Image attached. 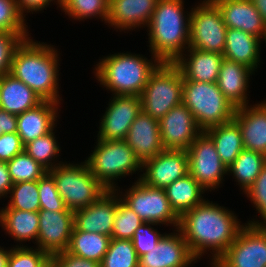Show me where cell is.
I'll return each mask as SVG.
<instances>
[{"instance_id":"cell-1","label":"cell","mask_w":266,"mask_h":267,"mask_svg":"<svg viewBox=\"0 0 266 267\" xmlns=\"http://www.w3.org/2000/svg\"><path fill=\"white\" fill-rule=\"evenodd\" d=\"M238 220L229 209L205 200L180 217L178 229L196 259L212 250V265L230 247L244 226Z\"/></svg>"},{"instance_id":"cell-2","label":"cell","mask_w":266,"mask_h":267,"mask_svg":"<svg viewBox=\"0 0 266 267\" xmlns=\"http://www.w3.org/2000/svg\"><path fill=\"white\" fill-rule=\"evenodd\" d=\"M28 37L14 51L10 74L25 83L44 101L59 100V56L58 51L44 42Z\"/></svg>"},{"instance_id":"cell-3","label":"cell","mask_w":266,"mask_h":267,"mask_svg":"<svg viewBox=\"0 0 266 267\" xmlns=\"http://www.w3.org/2000/svg\"><path fill=\"white\" fill-rule=\"evenodd\" d=\"M183 0H158L147 30L151 54L174 63L189 48L190 12ZM187 45V46H186Z\"/></svg>"},{"instance_id":"cell-4","label":"cell","mask_w":266,"mask_h":267,"mask_svg":"<svg viewBox=\"0 0 266 267\" xmlns=\"http://www.w3.org/2000/svg\"><path fill=\"white\" fill-rule=\"evenodd\" d=\"M151 58L128 52L104 56L94 68L95 77L113 95L140 97L151 73L161 63L153 55Z\"/></svg>"},{"instance_id":"cell-5","label":"cell","mask_w":266,"mask_h":267,"mask_svg":"<svg viewBox=\"0 0 266 267\" xmlns=\"http://www.w3.org/2000/svg\"><path fill=\"white\" fill-rule=\"evenodd\" d=\"M182 103L191 111L202 132L233 120L236 109L217 82L183 81Z\"/></svg>"},{"instance_id":"cell-6","label":"cell","mask_w":266,"mask_h":267,"mask_svg":"<svg viewBox=\"0 0 266 267\" xmlns=\"http://www.w3.org/2000/svg\"><path fill=\"white\" fill-rule=\"evenodd\" d=\"M93 153L85 160L93 176L107 189L116 190V179L138 170L142 163L123 140L97 139ZM115 183V184H114Z\"/></svg>"},{"instance_id":"cell-7","label":"cell","mask_w":266,"mask_h":267,"mask_svg":"<svg viewBox=\"0 0 266 267\" xmlns=\"http://www.w3.org/2000/svg\"><path fill=\"white\" fill-rule=\"evenodd\" d=\"M48 173L54 178L66 208L73 212L86 208L107 191L84 161L74 165L62 163L50 169Z\"/></svg>"},{"instance_id":"cell-8","label":"cell","mask_w":266,"mask_h":267,"mask_svg":"<svg viewBox=\"0 0 266 267\" xmlns=\"http://www.w3.org/2000/svg\"><path fill=\"white\" fill-rule=\"evenodd\" d=\"M183 77L174 63L161 62L151 73L142 94V111L160 120L182 103Z\"/></svg>"},{"instance_id":"cell-9","label":"cell","mask_w":266,"mask_h":267,"mask_svg":"<svg viewBox=\"0 0 266 267\" xmlns=\"http://www.w3.org/2000/svg\"><path fill=\"white\" fill-rule=\"evenodd\" d=\"M119 193H121V201L143 222L167 226L171 224L178 229L180 217L171 207L164 189L151 187L138 179L129 190L125 191L124 195L122 192Z\"/></svg>"},{"instance_id":"cell-10","label":"cell","mask_w":266,"mask_h":267,"mask_svg":"<svg viewBox=\"0 0 266 267\" xmlns=\"http://www.w3.org/2000/svg\"><path fill=\"white\" fill-rule=\"evenodd\" d=\"M227 29L217 5L203 0L190 12L189 47L223 54Z\"/></svg>"},{"instance_id":"cell-11","label":"cell","mask_w":266,"mask_h":267,"mask_svg":"<svg viewBox=\"0 0 266 267\" xmlns=\"http://www.w3.org/2000/svg\"><path fill=\"white\" fill-rule=\"evenodd\" d=\"M211 267H266V227L245 223Z\"/></svg>"},{"instance_id":"cell-12","label":"cell","mask_w":266,"mask_h":267,"mask_svg":"<svg viewBox=\"0 0 266 267\" xmlns=\"http://www.w3.org/2000/svg\"><path fill=\"white\" fill-rule=\"evenodd\" d=\"M189 174L207 191L219 188L228 175V167L220 159L212 139L202 132L186 151ZM219 186V187H218Z\"/></svg>"},{"instance_id":"cell-13","label":"cell","mask_w":266,"mask_h":267,"mask_svg":"<svg viewBox=\"0 0 266 267\" xmlns=\"http://www.w3.org/2000/svg\"><path fill=\"white\" fill-rule=\"evenodd\" d=\"M110 100L99 123L97 139L123 140L142 111V101L139 96L128 95H114Z\"/></svg>"},{"instance_id":"cell-14","label":"cell","mask_w":266,"mask_h":267,"mask_svg":"<svg viewBox=\"0 0 266 267\" xmlns=\"http://www.w3.org/2000/svg\"><path fill=\"white\" fill-rule=\"evenodd\" d=\"M37 248L49 256L67 250L74 227V212L40 209Z\"/></svg>"},{"instance_id":"cell-15","label":"cell","mask_w":266,"mask_h":267,"mask_svg":"<svg viewBox=\"0 0 266 267\" xmlns=\"http://www.w3.org/2000/svg\"><path fill=\"white\" fill-rule=\"evenodd\" d=\"M159 129L166 150L187 151L202 133L193 114L183 103L173 107L159 120Z\"/></svg>"},{"instance_id":"cell-16","label":"cell","mask_w":266,"mask_h":267,"mask_svg":"<svg viewBox=\"0 0 266 267\" xmlns=\"http://www.w3.org/2000/svg\"><path fill=\"white\" fill-rule=\"evenodd\" d=\"M143 172L138 179L151 187L165 189L175 180L189 173L186 151L166 150L142 164Z\"/></svg>"},{"instance_id":"cell-17","label":"cell","mask_w":266,"mask_h":267,"mask_svg":"<svg viewBox=\"0 0 266 267\" xmlns=\"http://www.w3.org/2000/svg\"><path fill=\"white\" fill-rule=\"evenodd\" d=\"M118 190H107L94 203L74 211V227L77 230L111 237L120 197Z\"/></svg>"},{"instance_id":"cell-18","label":"cell","mask_w":266,"mask_h":267,"mask_svg":"<svg viewBox=\"0 0 266 267\" xmlns=\"http://www.w3.org/2000/svg\"><path fill=\"white\" fill-rule=\"evenodd\" d=\"M195 260L182 232L177 229L165 233L153 250L140 256L138 267H188Z\"/></svg>"},{"instance_id":"cell-19","label":"cell","mask_w":266,"mask_h":267,"mask_svg":"<svg viewBox=\"0 0 266 267\" xmlns=\"http://www.w3.org/2000/svg\"><path fill=\"white\" fill-rule=\"evenodd\" d=\"M227 28L239 29L266 40V24L251 0H213Z\"/></svg>"},{"instance_id":"cell-20","label":"cell","mask_w":266,"mask_h":267,"mask_svg":"<svg viewBox=\"0 0 266 267\" xmlns=\"http://www.w3.org/2000/svg\"><path fill=\"white\" fill-rule=\"evenodd\" d=\"M124 140L142 164L165 149L161 141L159 120L143 111L131 124Z\"/></svg>"},{"instance_id":"cell-21","label":"cell","mask_w":266,"mask_h":267,"mask_svg":"<svg viewBox=\"0 0 266 267\" xmlns=\"http://www.w3.org/2000/svg\"><path fill=\"white\" fill-rule=\"evenodd\" d=\"M237 107L233 120L238 124L244 149L266 155V100Z\"/></svg>"},{"instance_id":"cell-22","label":"cell","mask_w":266,"mask_h":267,"mask_svg":"<svg viewBox=\"0 0 266 267\" xmlns=\"http://www.w3.org/2000/svg\"><path fill=\"white\" fill-rule=\"evenodd\" d=\"M187 51L189 55L183 53L174 62L182 74L183 81L217 82L223 54L190 47Z\"/></svg>"},{"instance_id":"cell-23","label":"cell","mask_w":266,"mask_h":267,"mask_svg":"<svg viewBox=\"0 0 266 267\" xmlns=\"http://www.w3.org/2000/svg\"><path fill=\"white\" fill-rule=\"evenodd\" d=\"M158 0H109L107 23L115 29L147 27ZM142 25V26H141Z\"/></svg>"},{"instance_id":"cell-24","label":"cell","mask_w":266,"mask_h":267,"mask_svg":"<svg viewBox=\"0 0 266 267\" xmlns=\"http://www.w3.org/2000/svg\"><path fill=\"white\" fill-rule=\"evenodd\" d=\"M58 106L59 103L43 101L37 107L17 115V134L23 145L55 129Z\"/></svg>"},{"instance_id":"cell-25","label":"cell","mask_w":266,"mask_h":267,"mask_svg":"<svg viewBox=\"0 0 266 267\" xmlns=\"http://www.w3.org/2000/svg\"><path fill=\"white\" fill-rule=\"evenodd\" d=\"M253 71L237 62L223 59L219 71L217 84L224 96L237 108L246 106L249 77Z\"/></svg>"},{"instance_id":"cell-26","label":"cell","mask_w":266,"mask_h":267,"mask_svg":"<svg viewBox=\"0 0 266 267\" xmlns=\"http://www.w3.org/2000/svg\"><path fill=\"white\" fill-rule=\"evenodd\" d=\"M261 43L257 36L239 29L228 28L223 56L255 72L260 65Z\"/></svg>"},{"instance_id":"cell-27","label":"cell","mask_w":266,"mask_h":267,"mask_svg":"<svg viewBox=\"0 0 266 267\" xmlns=\"http://www.w3.org/2000/svg\"><path fill=\"white\" fill-rule=\"evenodd\" d=\"M44 100L10 73L0 77V109L18 115L33 109Z\"/></svg>"},{"instance_id":"cell-28","label":"cell","mask_w":266,"mask_h":267,"mask_svg":"<svg viewBox=\"0 0 266 267\" xmlns=\"http://www.w3.org/2000/svg\"><path fill=\"white\" fill-rule=\"evenodd\" d=\"M164 190L171 207L179 217L206 200L202 196L206 190L189 173Z\"/></svg>"},{"instance_id":"cell-29","label":"cell","mask_w":266,"mask_h":267,"mask_svg":"<svg viewBox=\"0 0 266 267\" xmlns=\"http://www.w3.org/2000/svg\"><path fill=\"white\" fill-rule=\"evenodd\" d=\"M0 225L17 242L37 241L39 232L38 212L18 209H1Z\"/></svg>"},{"instance_id":"cell-30","label":"cell","mask_w":266,"mask_h":267,"mask_svg":"<svg viewBox=\"0 0 266 267\" xmlns=\"http://www.w3.org/2000/svg\"><path fill=\"white\" fill-rule=\"evenodd\" d=\"M215 144L222 162L229 167L244 149L238 124L231 120L205 131Z\"/></svg>"},{"instance_id":"cell-31","label":"cell","mask_w":266,"mask_h":267,"mask_svg":"<svg viewBox=\"0 0 266 267\" xmlns=\"http://www.w3.org/2000/svg\"><path fill=\"white\" fill-rule=\"evenodd\" d=\"M111 237L104 234L77 230L73 227L67 252L101 263Z\"/></svg>"},{"instance_id":"cell-32","label":"cell","mask_w":266,"mask_h":267,"mask_svg":"<svg viewBox=\"0 0 266 267\" xmlns=\"http://www.w3.org/2000/svg\"><path fill=\"white\" fill-rule=\"evenodd\" d=\"M266 165V155L243 149L234 162L228 167V174L235 177L242 192L249 189Z\"/></svg>"},{"instance_id":"cell-33","label":"cell","mask_w":266,"mask_h":267,"mask_svg":"<svg viewBox=\"0 0 266 267\" xmlns=\"http://www.w3.org/2000/svg\"><path fill=\"white\" fill-rule=\"evenodd\" d=\"M54 129L48 134L36 138L24 145V151L48 171L64 162L56 163L53 159L59 157L61 148L55 138ZM53 161V162H52Z\"/></svg>"},{"instance_id":"cell-34","label":"cell","mask_w":266,"mask_h":267,"mask_svg":"<svg viewBox=\"0 0 266 267\" xmlns=\"http://www.w3.org/2000/svg\"><path fill=\"white\" fill-rule=\"evenodd\" d=\"M138 262L132 240L111 238L100 267H138Z\"/></svg>"},{"instance_id":"cell-35","label":"cell","mask_w":266,"mask_h":267,"mask_svg":"<svg viewBox=\"0 0 266 267\" xmlns=\"http://www.w3.org/2000/svg\"><path fill=\"white\" fill-rule=\"evenodd\" d=\"M61 10L69 18L83 20L99 17L107 23L109 15V0H61Z\"/></svg>"},{"instance_id":"cell-36","label":"cell","mask_w":266,"mask_h":267,"mask_svg":"<svg viewBox=\"0 0 266 267\" xmlns=\"http://www.w3.org/2000/svg\"><path fill=\"white\" fill-rule=\"evenodd\" d=\"M9 194L11 198L7 206L2 209H18L30 212L40 210L38 180L13 184Z\"/></svg>"},{"instance_id":"cell-37","label":"cell","mask_w":266,"mask_h":267,"mask_svg":"<svg viewBox=\"0 0 266 267\" xmlns=\"http://www.w3.org/2000/svg\"><path fill=\"white\" fill-rule=\"evenodd\" d=\"M7 167L13 184L39 180L48 172L45 167L36 162L25 151L8 161Z\"/></svg>"},{"instance_id":"cell-38","label":"cell","mask_w":266,"mask_h":267,"mask_svg":"<svg viewBox=\"0 0 266 267\" xmlns=\"http://www.w3.org/2000/svg\"><path fill=\"white\" fill-rule=\"evenodd\" d=\"M142 223L140 217L125 205L119 197L111 238L131 240Z\"/></svg>"},{"instance_id":"cell-39","label":"cell","mask_w":266,"mask_h":267,"mask_svg":"<svg viewBox=\"0 0 266 267\" xmlns=\"http://www.w3.org/2000/svg\"><path fill=\"white\" fill-rule=\"evenodd\" d=\"M19 245L11 248L7 267H49L50 256L46 252Z\"/></svg>"},{"instance_id":"cell-40","label":"cell","mask_w":266,"mask_h":267,"mask_svg":"<svg viewBox=\"0 0 266 267\" xmlns=\"http://www.w3.org/2000/svg\"><path fill=\"white\" fill-rule=\"evenodd\" d=\"M25 17L19 12L16 0H0V31L29 33Z\"/></svg>"},{"instance_id":"cell-41","label":"cell","mask_w":266,"mask_h":267,"mask_svg":"<svg viewBox=\"0 0 266 267\" xmlns=\"http://www.w3.org/2000/svg\"><path fill=\"white\" fill-rule=\"evenodd\" d=\"M40 209L49 211H65L66 205L60 196L54 178L47 172L38 180Z\"/></svg>"},{"instance_id":"cell-42","label":"cell","mask_w":266,"mask_h":267,"mask_svg":"<svg viewBox=\"0 0 266 267\" xmlns=\"http://www.w3.org/2000/svg\"><path fill=\"white\" fill-rule=\"evenodd\" d=\"M261 216V220L248 221L251 226L266 227V165L255 179L254 184L244 192ZM263 220V221H262ZM261 221V222H259Z\"/></svg>"},{"instance_id":"cell-43","label":"cell","mask_w":266,"mask_h":267,"mask_svg":"<svg viewBox=\"0 0 266 267\" xmlns=\"http://www.w3.org/2000/svg\"><path fill=\"white\" fill-rule=\"evenodd\" d=\"M28 33H10L0 31V77L9 74L15 49Z\"/></svg>"},{"instance_id":"cell-44","label":"cell","mask_w":266,"mask_h":267,"mask_svg":"<svg viewBox=\"0 0 266 267\" xmlns=\"http://www.w3.org/2000/svg\"><path fill=\"white\" fill-rule=\"evenodd\" d=\"M151 225L154 226L157 224L143 222L131 239L138 257L153 250L164 235L160 234V232L151 227Z\"/></svg>"},{"instance_id":"cell-45","label":"cell","mask_w":266,"mask_h":267,"mask_svg":"<svg viewBox=\"0 0 266 267\" xmlns=\"http://www.w3.org/2000/svg\"><path fill=\"white\" fill-rule=\"evenodd\" d=\"M24 151V145L17 132L0 135V161L8 162Z\"/></svg>"},{"instance_id":"cell-46","label":"cell","mask_w":266,"mask_h":267,"mask_svg":"<svg viewBox=\"0 0 266 267\" xmlns=\"http://www.w3.org/2000/svg\"><path fill=\"white\" fill-rule=\"evenodd\" d=\"M49 267H100V263L64 251L50 256Z\"/></svg>"},{"instance_id":"cell-47","label":"cell","mask_w":266,"mask_h":267,"mask_svg":"<svg viewBox=\"0 0 266 267\" xmlns=\"http://www.w3.org/2000/svg\"><path fill=\"white\" fill-rule=\"evenodd\" d=\"M19 12L25 17L24 13L29 12H37L45 9V7L49 6L51 1L55 0H16ZM56 4H59L61 7V0L55 1ZM25 11V12H24Z\"/></svg>"},{"instance_id":"cell-48","label":"cell","mask_w":266,"mask_h":267,"mask_svg":"<svg viewBox=\"0 0 266 267\" xmlns=\"http://www.w3.org/2000/svg\"><path fill=\"white\" fill-rule=\"evenodd\" d=\"M17 132V115L0 109V135Z\"/></svg>"},{"instance_id":"cell-49","label":"cell","mask_w":266,"mask_h":267,"mask_svg":"<svg viewBox=\"0 0 266 267\" xmlns=\"http://www.w3.org/2000/svg\"><path fill=\"white\" fill-rule=\"evenodd\" d=\"M13 185L7 162L0 161V198H5ZM5 196V197H4Z\"/></svg>"},{"instance_id":"cell-50","label":"cell","mask_w":266,"mask_h":267,"mask_svg":"<svg viewBox=\"0 0 266 267\" xmlns=\"http://www.w3.org/2000/svg\"><path fill=\"white\" fill-rule=\"evenodd\" d=\"M255 8L259 11L266 24V0H251Z\"/></svg>"},{"instance_id":"cell-51","label":"cell","mask_w":266,"mask_h":267,"mask_svg":"<svg viewBox=\"0 0 266 267\" xmlns=\"http://www.w3.org/2000/svg\"><path fill=\"white\" fill-rule=\"evenodd\" d=\"M10 250H5L4 247H0V267H7L8 266V259L10 256Z\"/></svg>"}]
</instances>
